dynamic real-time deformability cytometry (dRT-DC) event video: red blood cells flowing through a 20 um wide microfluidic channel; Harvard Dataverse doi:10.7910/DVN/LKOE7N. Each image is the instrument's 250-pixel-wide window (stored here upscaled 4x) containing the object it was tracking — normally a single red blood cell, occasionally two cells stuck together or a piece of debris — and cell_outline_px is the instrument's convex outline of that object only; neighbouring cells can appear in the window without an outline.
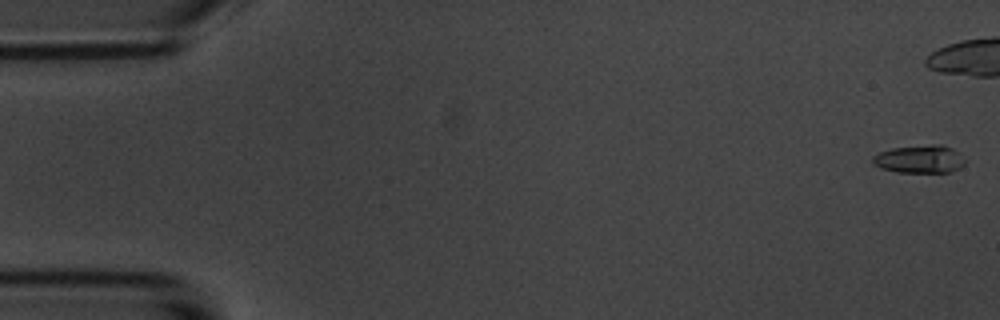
{"species": "common noctule bat (a hibernating species)", "species_latin": "Nyctalus noctula", "temperature_condition": "room temperature", "stored_images_in_passage": 45, "camera_frame_rate_fps": 3000, "um_per_image_px": 0.085, "animal": {"sex": "male", "body_mass_g": 20.1, "forearm_length_mm": 53.5}, "frame": {"image": 1, "passage_image": 1, "time_ms": 0.0, "image_size_px": [1000, 320], "cell_outline_px": [[964, 164], [960, 168], [952, 172], [896, 172], [880, 168], [872, 164], [872, 156], [880, 152], [892, 148], [932, 144], [940, 144], [952, 148], [960, 152], [964, 160]], "centroid_in_image_um": [78.17, 13.52], "position_along_channel_um": 6.8, "area_um2": 15.2}}